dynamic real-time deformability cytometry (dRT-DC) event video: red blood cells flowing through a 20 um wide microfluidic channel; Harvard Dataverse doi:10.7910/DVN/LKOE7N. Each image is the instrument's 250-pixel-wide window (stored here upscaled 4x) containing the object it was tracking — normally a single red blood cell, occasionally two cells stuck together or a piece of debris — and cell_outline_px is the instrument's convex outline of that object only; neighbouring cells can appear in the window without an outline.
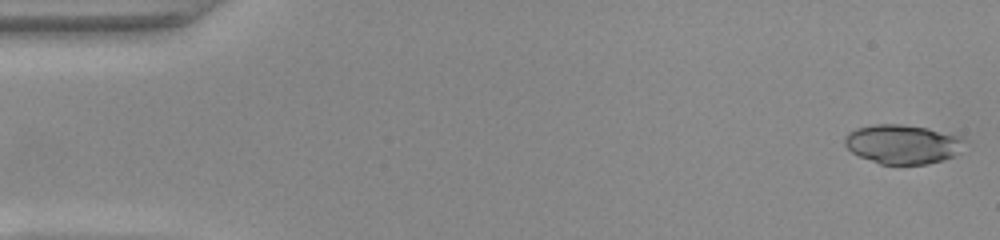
{"species": "common noctule bat (a hibernating species)", "species_latin": "Nyctalus noctula", "temperature_condition": "warm", "stored_images_in_passage": 51, "camera_frame_rate_fps": 3000, "um_per_image_px": 0.085, "animal": {"sex": "female", "body_mass_g": 22.0, "forearm_length_mm": 56.7}, "frame": {"image": 1, "passage_image": 1, "time_ms": 0.0, "image_size_px": [1000, 240], "cell_outline_px": [[960, 140], [952, 156], [944, 160], [928, 164], [880, 164], [860, 156], [852, 152], [844, 144], [844, 136], [848, 132], [856, 128], [872, 124], [900, 124], [928, 128], [960, 136]], "centroid_in_image_um": [76.59, 12.24], "position_along_channel_um": 8.4, "area_um2": 26.82}}
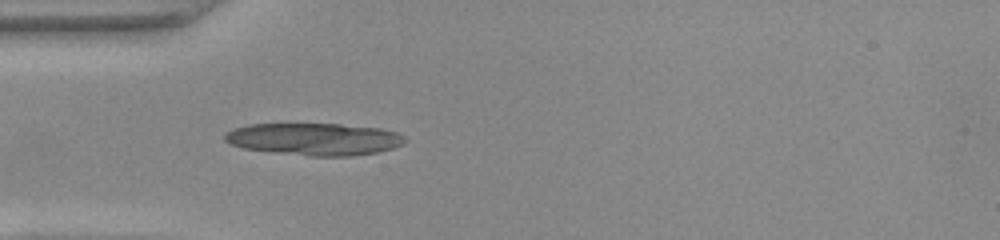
{"frame": {"image": 2, "passage_image": 15, "time_ms": 4.667, "image_size_px": [1000, 240], "cell_outline_px": [[408, 140], [404, 144], [392, 148], [376, 152], [352, 156], [312, 156], [244, 148], [232, 144], [224, 140], [224, 132], [248, 124], [340, 124], [380, 128], [396, 132], [404, 136]], "centroid_in_image_um": [26.75, 11.82], "position_along_channel_um": 58.3, "area_um2": 33.64}}
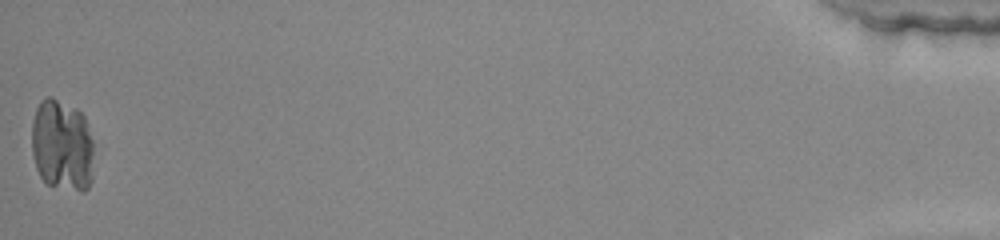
{"frame": {"image": 3, "passage_image": 51, "time_ms": 16.667, "image_size_px": [1000, 240], "cell_outline_px": [[92, 180], [88, 188], [84, 192], [80, 192], [48, 184], [40, 176], [36, 168], [32, 156], [32, 124], [36, 108], [40, 100], [48, 96], [52, 96], [76, 108], [84, 116], [92, 140]], "centroid_in_image_um": [5.27, 12.35], "position_along_channel_um": 429.9, "area_um2": 33.52}}